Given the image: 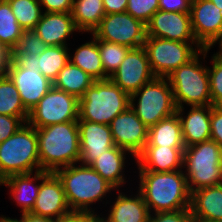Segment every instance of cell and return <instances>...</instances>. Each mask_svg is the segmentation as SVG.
<instances>
[{
	"label": "cell",
	"mask_w": 222,
	"mask_h": 222,
	"mask_svg": "<svg viewBox=\"0 0 222 222\" xmlns=\"http://www.w3.org/2000/svg\"><path fill=\"white\" fill-rule=\"evenodd\" d=\"M138 176V191L150 213L190 209L191 193L182 169L170 172L139 171Z\"/></svg>",
	"instance_id": "cell-1"
},
{
	"label": "cell",
	"mask_w": 222,
	"mask_h": 222,
	"mask_svg": "<svg viewBox=\"0 0 222 222\" xmlns=\"http://www.w3.org/2000/svg\"><path fill=\"white\" fill-rule=\"evenodd\" d=\"M55 173L62 181L68 206L75 214L96 217L95 209L90 205L102 201L107 193L116 190L90 165L72 164Z\"/></svg>",
	"instance_id": "cell-2"
},
{
	"label": "cell",
	"mask_w": 222,
	"mask_h": 222,
	"mask_svg": "<svg viewBox=\"0 0 222 222\" xmlns=\"http://www.w3.org/2000/svg\"><path fill=\"white\" fill-rule=\"evenodd\" d=\"M40 170L56 172L79 164L80 139L77 121L36 128Z\"/></svg>",
	"instance_id": "cell-3"
},
{
	"label": "cell",
	"mask_w": 222,
	"mask_h": 222,
	"mask_svg": "<svg viewBox=\"0 0 222 222\" xmlns=\"http://www.w3.org/2000/svg\"><path fill=\"white\" fill-rule=\"evenodd\" d=\"M211 48L202 49L193 59L181 65L166 78L172 88L177 108L187 106L212 105L208 66L202 65Z\"/></svg>",
	"instance_id": "cell-4"
},
{
	"label": "cell",
	"mask_w": 222,
	"mask_h": 222,
	"mask_svg": "<svg viewBox=\"0 0 222 222\" xmlns=\"http://www.w3.org/2000/svg\"><path fill=\"white\" fill-rule=\"evenodd\" d=\"M130 106V96L109 78L94 80L79 99V118L109 125Z\"/></svg>",
	"instance_id": "cell-5"
},
{
	"label": "cell",
	"mask_w": 222,
	"mask_h": 222,
	"mask_svg": "<svg viewBox=\"0 0 222 222\" xmlns=\"http://www.w3.org/2000/svg\"><path fill=\"white\" fill-rule=\"evenodd\" d=\"M37 171H40V160L36 128L27 122L0 143V180Z\"/></svg>",
	"instance_id": "cell-6"
},
{
	"label": "cell",
	"mask_w": 222,
	"mask_h": 222,
	"mask_svg": "<svg viewBox=\"0 0 222 222\" xmlns=\"http://www.w3.org/2000/svg\"><path fill=\"white\" fill-rule=\"evenodd\" d=\"M183 170L190 193L222 184V148L211 139L185 147Z\"/></svg>",
	"instance_id": "cell-7"
},
{
	"label": "cell",
	"mask_w": 222,
	"mask_h": 222,
	"mask_svg": "<svg viewBox=\"0 0 222 222\" xmlns=\"http://www.w3.org/2000/svg\"><path fill=\"white\" fill-rule=\"evenodd\" d=\"M130 107L148 128L174 115L177 109L172 88L167 78L161 77H155L133 93Z\"/></svg>",
	"instance_id": "cell-8"
},
{
	"label": "cell",
	"mask_w": 222,
	"mask_h": 222,
	"mask_svg": "<svg viewBox=\"0 0 222 222\" xmlns=\"http://www.w3.org/2000/svg\"><path fill=\"white\" fill-rule=\"evenodd\" d=\"M143 47L153 74L161 78H166L203 49L198 42H180L150 36H146Z\"/></svg>",
	"instance_id": "cell-9"
},
{
	"label": "cell",
	"mask_w": 222,
	"mask_h": 222,
	"mask_svg": "<svg viewBox=\"0 0 222 222\" xmlns=\"http://www.w3.org/2000/svg\"><path fill=\"white\" fill-rule=\"evenodd\" d=\"M79 99L54 86L29 112L28 123L34 128L78 121Z\"/></svg>",
	"instance_id": "cell-10"
},
{
	"label": "cell",
	"mask_w": 222,
	"mask_h": 222,
	"mask_svg": "<svg viewBox=\"0 0 222 222\" xmlns=\"http://www.w3.org/2000/svg\"><path fill=\"white\" fill-rule=\"evenodd\" d=\"M91 35L97 40L138 48L145 43L146 24L128 12L106 14Z\"/></svg>",
	"instance_id": "cell-11"
},
{
	"label": "cell",
	"mask_w": 222,
	"mask_h": 222,
	"mask_svg": "<svg viewBox=\"0 0 222 222\" xmlns=\"http://www.w3.org/2000/svg\"><path fill=\"white\" fill-rule=\"evenodd\" d=\"M190 19L198 44L212 48L222 47V11L210 0H191Z\"/></svg>",
	"instance_id": "cell-12"
},
{
	"label": "cell",
	"mask_w": 222,
	"mask_h": 222,
	"mask_svg": "<svg viewBox=\"0 0 222 222\" xmlns=\"http://www.w3.org/2000/svg\"><path fill=\"white\" fill-rule=\"evenodd\" d=\"M155 78L144 47L131 48L109 79L129 96Z\"/></svg>",
	"instance_id": "cell-13"
},
{
	"label": "cell",
	"mask_w": 222,
	"mask_h": 222,
	"mask_svg": "<svg viewBox=\"0 0 222 222\" xmlns=\"http://www.w3.org/2000/svg\"><path fill=\"white\" fill-rule=\"evenodd\" d=\"M114 145L128 151L135 158L148 141V127L129 106L109 124Z\"/></svg>",
	"instance_id": "cell-14"
},
{
	"label": "cell",
	"mask_w": 222,
	"mask_h": 222,
	"mask_svg": "<svg viewBox=\"0 0 222 222\" xmlns=\"http://www.w3.org/2000/svg\"><path fill=\"white\" fill-rule=\"evenodd\" d=\"M146 36L180 42H197L189 12L156 11L146 24Z\"/></svg>",
	"instance_id": "cell-15"
},
{
	"label": "cell",
	"mask_w": 222,
	"mask_h": 222,
	"mask_svg": "<svg viewBox=\"0 0 222 222\" xmlns=\"http://www.w3.org/2000/svg\"><path fill=\"white\" fill-rule=\"evenodd\" d=\"M7 75L15 84L25 109L30 112L53 87V82L38 69L23 68L14 59Z\"/></svg>",
	"instance_id": "cell-16"
},
{
	"label": "cell",
	"mask_w": 222,
	"mask_h": 222,
	"mask_svg": "<svg viewBox=\"0 0 222 222\" xmlns=\"http://www.w3.org/2000/svg\"><path fill=\"white\" fill-rule=\"evenodd\" d=\"M30 212L53 220L73 214L68 206L62 181L56 173L50 172L41 181L37 199Z\"/></svg>",
	"instance_id": "cell-17"
},
{
	"label": "cell",
	"mask_w": 222,
	"mask_h": 222,
	"mask_svg": "<svg viewBox=\"0 0 222 222\" xmlns=\"http://www.w3.org/2000/svg\"><path fill=\"white\" fill-rule=\"evenodd\" d=\"M80 159L82 165H90L102 153L114 147L109 125L78 120Z\"/></svg>",
	"instance_id": "cell-18"
},
{
	"label": "cell",
	"mask_w": 222,
	"mask_h": 222,
	"mask_svg": "<svg viewBox=\"0 0 222 222\" xmlns=\"http://www.w3.org/2000/svg\"><path fill=\"white\" fill-rule=\"evenodd\" d=\"M185 147L145 146L135 158L138 171L170 172L183 169Z\"/></svg>",
	"instance_id": "cell-19"
},
{
	"label": "cell",
	"mask_w": 222,
	"mask_h": 222,
	"mask_svg": "<svg viewBox=\"0 0 222 222\" xmlns=\"http://www.w3.org/2000/svg\"><path fill=\"white\" fill-rule=\"evenodd\" d=\"M69 56L68 46H47L39 56L35 54L13 55V59L23 68L38 69L53 82L70 61Z\"/></svg>",
	"instance_id": "cell-20"
},
{
	"label": "cell",
	"mask_w": 222,
	"mask_h": 222,
	"mask_svg": "<svg viewBox=\"0 0 222 222\" xmlns=\"http://www.w3.org/2000/svg\"><path fill=\"white\" fill-rule=\"evenodd\" d=\"M33 31L47 46H67V38H70L74 31L79 32L71 12H44Z\"/></svg>",
	"instance_id": "cell-21"
},
{
	"label": "cell",
	"mask_w": 222,
	"mask_h": 222,
	"mask_svg": "<svg viewBox=\"0 0 222 222\" xmlns=\"http://www.w3.org/2000/svg\"><path fill=\"white\" fill-rule=\"evenodd\" d=\"M184 107L177 108L182 126V136L185 147L210 140L211 135V105L190 106L184 117Z\"/></svg>",
	"instance_id": "cell-22"
},
{
	"label": "cell",
	"mask_w": 222,
	"mask_h": 222,
	"mask_svg": "<svg viewBox=\"0 0 222 222\" xmlns=\"http://www.w3.org/2000/svg\"><path fill=\"white\" fill-rule=\"evenodd\" d=\"M49 173L40 170L35 172V174L11 175L1 181V185L10 189V198L13 197L12 199L17 203L16 205L22 208L21 213L30 212L39 193L40 183L38 181L41 182Z\"/></svg>",
	"instance_id": "cell-23"
},
{
	"label": "cell",
	"mask_w": 222,
	"mask_h": 222,
	"mask_svg": "<svg viewBox=\"0 0 222 222\" xmlns=\"http://www.w3.org/2000/svg\"><path fill=\"white\" fill-rule=\"evenodd\" d=\"M190 210L194 222H222V184L192 192Z\"/></svg>",
	"instance_id": "cell-24"
},
{
	"label": "cell",
	"mask_w": 222,
	"mask_h": 222,
	"mask_svg": "<svg viewBox=\"0 0 222 222\" xmlns=\"http://www.w3.org/2000/svg\"><path fill=\"white\" fill-rule=\"evenodd\" d=\"M138 194L127 196L118 190L113 205L110 207V213L107 217L100 218L104 222H148L149 210L142 194L137 190Z\"/></svg>",
	"instance_id": "cell-25"
},
{
	"label": "cell",
	"mask_w": 222,
	"mask_h": 222,
	"mask_svg": "<svg viewBox=\"0 0 222 222\" xmlns=\"http://www.w3.org/2000/svg\"><path fill=\"white\" fill-rule=\"evenodd\" d=\"M126 153L131 155L128 151L114 146L109 148L97 157L90 166L97 171L107 182H109L116 190L120 189L126 183L124 174V167ZM125 178V179H124Z\"/></svg>",
	"instance_id": "cell-26"
},
{
	"label": "cell",
	"mask_w": 222,
	"mask_h": 222,
	"mask_svg": "<svg viewBox=\"0 0 222 222\" xmlns=\"http://www.w3.org/2000/svg\"><path fill=\"white\" fill-rule=\"evenodd\" d=\"M145 146L185 147L177 113L148 128V141Z\"/></svg>",
	"instance_id": "cell-27"
},
{
	"label": "cell",
	"mask_w": 222,
	"mask_h": 222,
	"mask_svg": "<svg viewBox=\"0 0 222 222\" xmlns=\"http://www.w3.org/2000/svg\"><path fill=\"white\" fill-rule=\"evenodd\" d=\"M73 56H69V60L75 66L81 68L90 75L94 80H104L109 77L105 74L100 52L98 40L92 35V40L80 45L75 49Z\"/></svg>",
	"instance_id": "cell-28"
},
{
	"label": "cell",
	"mask_w": 222,
	"mask_h": 222,
	"mask_svg": "<svg viewBox=\"0 0 222 222\" xmlns=\"http://www.w3.org/2000/svg\"><path fill=\"white\" fill-rule=\"evenodd\" d=\"M71 14L81 34H92L106 15L103 0H73Z\"/></svg>",
	"instance_id": "cell-29"
},
{
	"label": "cell",
	"mask_w": 222,
	"mask_h": 222,
	"mask_svg": "<svg viewBox=\"0 0 222 222\" xmlns=\"http://www.w3.org/2000/svg\"><path fill=\"white\" fill-rule=\"evenodd\" d=\"M93 82L90 75L69 61L53 81V86L80 99Z\"/></svg>",
	"instance_id": "cell-30"
},
{
	"label": "cell",
	"mask_w": 222,
	"mask_h": 222,
	"mask_svg": "<svg viewBox=\"0 0 222 222\" xmlns=\"http://www.w3.org/2000/svg\"><path fill=\"white\" fill-rule=\"evenodd\" d=\"M0 114L19 117L28 122L29 112L23 106L20 94L7 74L0 75Z\"/></svg>",
	"instance_id": "cell-31"
},
{
	"label": "cell",
	"mask_w": 222,
	"mask_h": 222,
	"mask_svg": "<svg viewBox=\"0 0 222 222\" xmlns=\"http://www.w3.org/2000/svg\"><path fill=\"white\" fill-rule=\"evenodd\" d=\"M24 29L18 24L7 0H0V43L14 49Z\"/></svg>",
	"instance_id": "cell-32"
},
{
	"label": "cell",
	"mask_w": 222,
	"mask_h": 222,
	"mask_svg": "<svg viewBox=\"0 0 222 222\" xmlns=\"http://www.w3.org/2000/svg\"><path fill=\"white\" fill-rule=\"evenodd\" d=\"M18 24L24 30H33L44 11L39 0H7Z\"/></svg>",
	"instance_id": "cell-33"
},
{
	"label": "cell",
	"mask_w": 222,
	"mask_h": 222,
	"mask_svg": "<svg viewBox=\"0 0 222 222\" xmlns=\"http://www.w3.org/2000/svg\"><path fill=\"white\" fill-rule=\"evenodd\" d=\"M100 58L105 74L110 77L120 66L127 52L131 49L117 43L98 40Z\"/></svg>",
	"instance_id": "cell-34"
},
{
	"label": "cell",
	"mask_w": 222,
	"mask_h": 222,
	"mask_svg": "<svg viewBox=\"0 0 222 222\" xmlns=\"http://www.w3.org/2000/svg\"><path fill=\"white\" fill-rule=\"evenodd\" d=\"M212 67H208L212 106H222V47L211 56Z\"/></svg>",
	"instance_id": "cell-35"
},
{
	"label": "cell",
	"mask_w": 222,
	"mask_h": 222,
	"mask_svg": "<svg viewBox=\"0 0 222 222\" xmlns=\"http://www.w3.org/2000/svg\"><path fill=\"white\" fill-rule=\"evenodd\" d=\"M47 45L33 30H24L18 44L13 49V55H40Z\"/></svg>",
	"instance_id": "cell-36"
},
{
	"label": "cell",
	"mask_w": 222,
	"mask_h": 222,
	"mask_svg": "<svg viewBox=\"0 0 222 222\" xmlns=\"http://www.w3.org/2000/svg\"><path fill=\"white\" fill-rule=\"evenodd\" d=\"M126 12L147 24L153 14L159 10V0H127Z\"/></svg>",
	"instance_id": "cell-37"
},
{
	"label": "cell",
	"mask_w": 222,
	"mask_h": 222,
	"mask_svg": "<svg viewBox=\"0 0 222 222\" xmlns=\"http://www.w3.org/2000/svg\"><path fill=\"white\" fill-rule=\"evenodd\" d=\"M154 215V216H153ZM148 222H194L190 209L150 213Z\"/></svg>",
	"instance_id": "cell-38"
},
{
	"label": "cell",
	"mask_w": 222,
	"mask_h": 222,
	"mask_svg": "<svg viewBox=\"0 0 222 222\" xmlns=\"http://www.w3.org/2000/svg\"><path fill=\"white\" fill-rule=\"evenodd\" d=\"M24 123L19 117L0 114V143L12 136Z\"/></svg>",
	"instance_id": "cell-39"
},
{
	"label": "cell",
	"mask_w": 222,
	"mask_h": 222,
	"mask_svg": "<svg viewBox=\"0 0 222 222\" xmlns=\"http://www.w3.org/2000/svg\"><path fill=\"white\" fill-rule=\"evenodd\" d=\"M211 135L210 139L222 148V106L211 105Z\"/></svg>",
	"instance_id": "cell-40"
},
{
	"label": "cell",
	"mask_w": 222,
	"mask_h": 222,
	"mask_svg": "<svg viewBox=\"0 0 222 222\" xmlns=\"http://www.w3.org/2000/svg\"><path fill=\"white\" fill-rule=\"evenodd\" d=\"M45 12L68 13L72 11L73 0H39Z\"/></svg>",
	"instance_id": "cell-41"
},
{
	"label": "cell",
	"mask_w": 222,
	"mask_h": 222,
	"mask_svg": "<svg viewBox=\"0 0 222 222\" xmlns=\"http://www.w3.org/2000/svg\"><path fill=\"white\" fill-rule=\"evenodd\" d=\"M191 0H159V10L170 12H190Z\"/></svg>",
	"instance_id": "cell-42"
},
{
	"label": "cell",
	"mask_w": 222,
	"mask_h": 222,
	"mask_svg": "<svg viewBox=\"0 0 222 222\" xmlns=\"http://www.w3.org/2000/svg\"><path fill=\"white\" fill-rule=\"evenodd\" d=\"M13 61V49L0 43V75L7 74Z\"/></svg>",
	"instance_id": "cell-43"
},
{
	"label": "cell",
	"mask_w": 222,
	"mask_h": 222,
	"mask_svg": "<svg viewBox=\"0 0 222 222\" xmlns=\"http://www.w3.org/2000/svg\"><path fill=\"white\" fill-rule=\"evenodd\" d=\"M103 6L106 14L126 12L127 0H103Z\"/></svg>",
	"instance_id": "cell-44"
},
{
	"label": "cell",
	"mask_w": 222,
	"mask_h": 222,
	"mask_svg": "<svg viewBox=\"0 0 222 222\" xmlns=\"http://www.w3.org/2000/svg\"><path fill=\"white\" fill-rule=\"evenodd\" d=\"M94 218L91 215L73 213L66 218L54 220V222H93Z\"/></svg>",
	"instance_id": "cell-45"
},
{
	"label": "cell",
	"mask_w": 222,
	"mask_h": 222,
	"mask_svg": "<svg viewBox=\"0 0 222 222\" xmlns=\"http://www.w3.org/2000/svg\"><path fill=\"white\" fill-rule=\"evenodd\" d=\"M20 219L22 222H54L53 219L34 214L32 212H23Z\"/></svg>",
	"instance_id": "cell-46"
},
{
	"label": "cell",
	"mask_w": 222,
	"mask_h": 222,
	"mask_svg": "<svg viewBox=\"0 0 222 222\" xmlns=\"http://www.w3.org/2000/svg\"><path fill=\"white\" fill-rule=\"evenodd\" d=\"M1 222H22V220L17 219V218L6 217V216L2 215Z\"/></svg>",
	"instance_id": "cell-47"
},
{
	"label": "cell",
	"mask_w": 222,
	"mask_h": 222,
	"mask_svg": "<svg viewBox=\"0 0 222 222\" xmlns=\"http://www.w3.org/2000/svg\"><path fill=\"white\" fill-rule=\"evenodd\" d=\"M222 11V0H210Z\"/></svg>",
	"instance_id": "cell-48"
},
{
	"label": "cell",
	"mask_w": 222,
	"mask_h": 222,
	"mask_svg": "<svg viewBox=\"0 0 222 222\" xmlns=\"http://www.w3.org/2000/svg\"><path fill=\"white\" fill-rule=\"evenodd\" d=\"M93 222H104L99 215H97L95 218H94V221Z\"/></svg>",
	"instance_id": "cell-49"
}]
</instances>
